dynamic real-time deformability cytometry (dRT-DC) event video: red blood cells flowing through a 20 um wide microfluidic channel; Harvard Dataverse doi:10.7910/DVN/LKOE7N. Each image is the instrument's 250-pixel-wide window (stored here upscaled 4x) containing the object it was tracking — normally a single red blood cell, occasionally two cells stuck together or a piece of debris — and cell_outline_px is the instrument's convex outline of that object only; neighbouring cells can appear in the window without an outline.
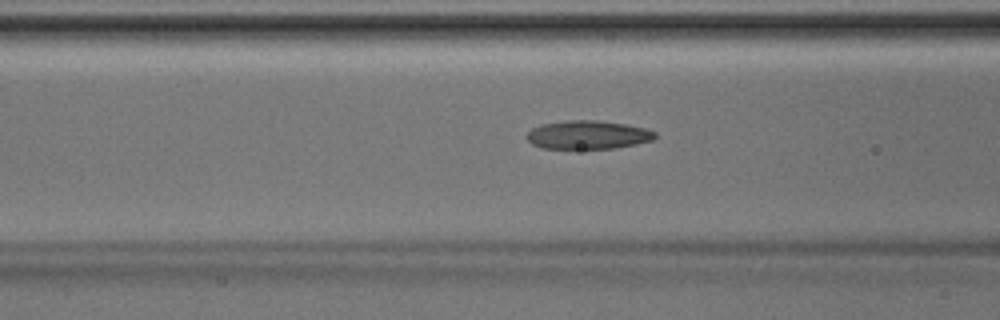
{"species": "Egyptian fruit bat (a non-hibernating species)", "species_latin": "Rousettus aegyptiacus", "temperature_condition": "room temperature", "stored_images_in_passage": 37, "camera_frame_rate_fps": 3000, "um_per_image_px": 0.085, "animal": {"sex": "male"}, "frame": {"image": 1, "passage_image": 17, "time_ms": 5.333, "image_size_px": [1000, 320], "cell_outline_px": [[656, 136], [652, 140], [636, 144], [612, 148], [544, 148], [532, 144], [524, 136], [532, 128], [544, 124], [568, 120], [596, 120], [624, 124], [644, 128], [656, 132]], "centroid_in_image_um": [49.95, 11.46], "position_along_channel_um": 116.6, "area_um2": 21.04}}
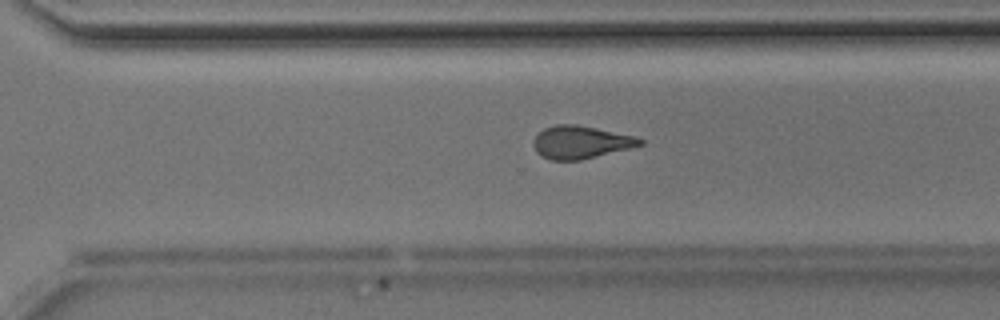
{"frame": {"image": 2, "passage_image": 31, "time_ms": 10.0, "image_size_px": [1000, 320], "cell_outline_px": [[644, 144], [580, 160], [552, 160], [540, 156], [536, 152], [532, 144], [532, 140], [544, 128], [556, 124], [576, 124], [636, 136], [644, 140]], "centroid_in_image_um": [49.32, 12.08], "position_along_channel_um": 321.3, "area_um2": 20.29}}
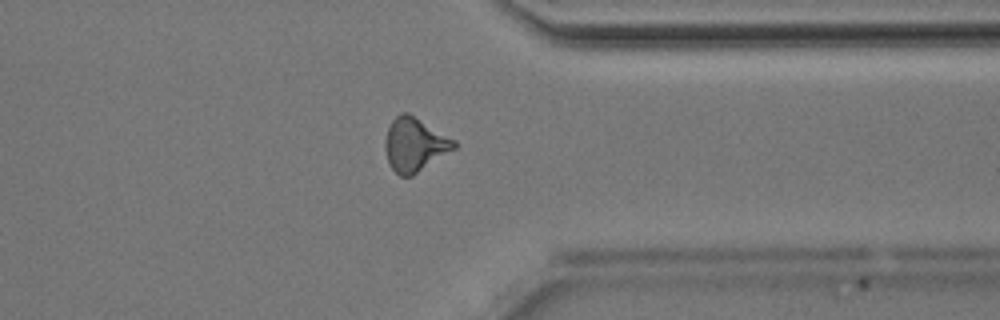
{"frame": {"image": 3, "passage_image": 35, "time_ms": 11.333, "image_size_px": [1000, 320], "cell_outline_px": [[456, 148], [412, 176], [400, 176], [392, 168], [388, 160], [384, 148], [384, 140], [388, 128], [392, 120], [400, 112], [408, 112], [456, 140]], "centroid_in_image_um": [35.24, 12.28], "position_along_channel_um": 376.2, "area_um2": 21.56}}